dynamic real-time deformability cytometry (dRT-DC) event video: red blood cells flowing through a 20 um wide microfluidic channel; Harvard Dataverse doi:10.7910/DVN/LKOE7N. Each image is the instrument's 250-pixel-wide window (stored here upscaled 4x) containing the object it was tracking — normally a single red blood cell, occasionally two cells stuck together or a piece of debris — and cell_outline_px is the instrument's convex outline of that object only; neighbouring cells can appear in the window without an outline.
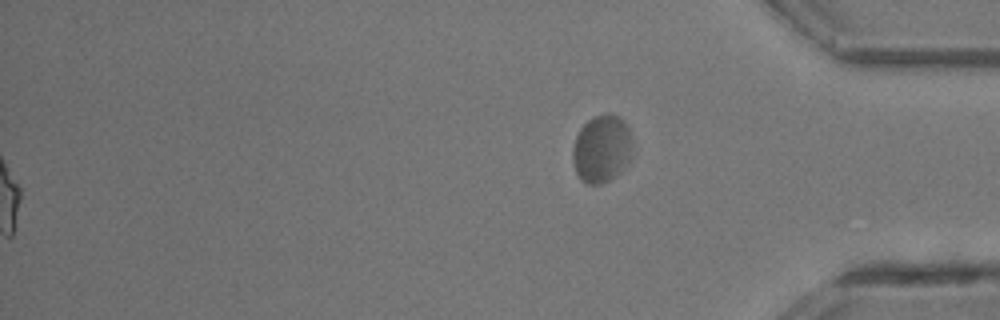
{"species": "common noctule bat (a hibernating species)", "species_latin": "Nyctalus noctula", "temperature_condition": "room temperature", "stored_images_in_passage": 38, "segment_of_instrument_passage": [2, 2], "camera_frame_rate_fps": 3000, "um_per_image_px": 0.085, "animal": {"sex": "male", "body_mass_g": 13.3}, "frame": {"image": 1, "passage_image": 38, "time_ms": 12.333, "image_size_px": [1000, 320], "cell_outline_px": [[632, 152], [628, 164], [620, 172], [608, 180], [600, 184], [584, 184], [580, 180], [576, 172], [572, 160], [572, 152], [576, 136], [580, 128], [592, 116], [604, 112], [616, 116], [624, 120], [628, 124], [632, 136]], "centroid_in_image_um": [51.16, 12.63], "position_along_channel_um": 384.0, "area_um2": 24.04}}